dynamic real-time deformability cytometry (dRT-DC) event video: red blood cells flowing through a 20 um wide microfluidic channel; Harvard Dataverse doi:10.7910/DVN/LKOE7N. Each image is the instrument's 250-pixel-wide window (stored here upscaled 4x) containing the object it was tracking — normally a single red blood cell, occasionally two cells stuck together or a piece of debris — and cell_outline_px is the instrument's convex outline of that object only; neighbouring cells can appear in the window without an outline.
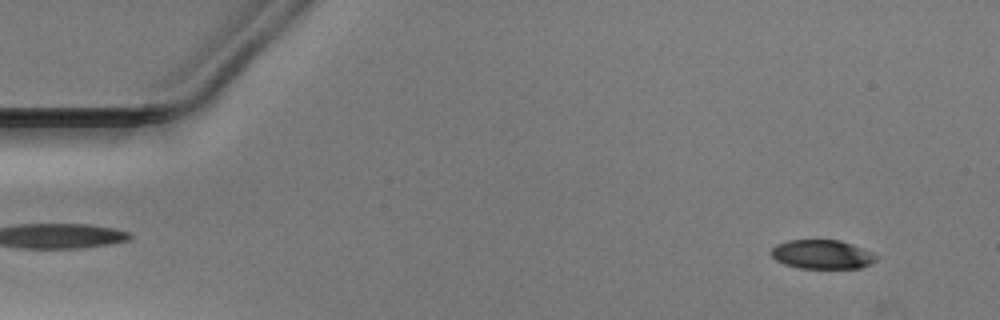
{"species": "Egyptian fruit bat (a non-hibernating species)", "species_latin": "Rousettus aegyptiacus", "temperature_condition": "warm", "stored_images_in_passage": 51, "camera_frame_rate_fps": 3000, "um_per_image_px": 0.085, "animal": {"sex": "male"}, "frame": {"image": 1, "passage_image": 4, "time_ms": 1.0, "image_size_px": [1000, 320], "cell_outline_px": [[876, 260], [860, 268], [800, 268], [784, 264], [776, 260], [772, 256], [772, 248], [776, 244], [788, 240], [840, 240], [852, 244], [876, 256]], "centroid_in_image_um": [69.82, 21.62], "position_along_channel_um": 15.2, "area_um2": 17.46}}
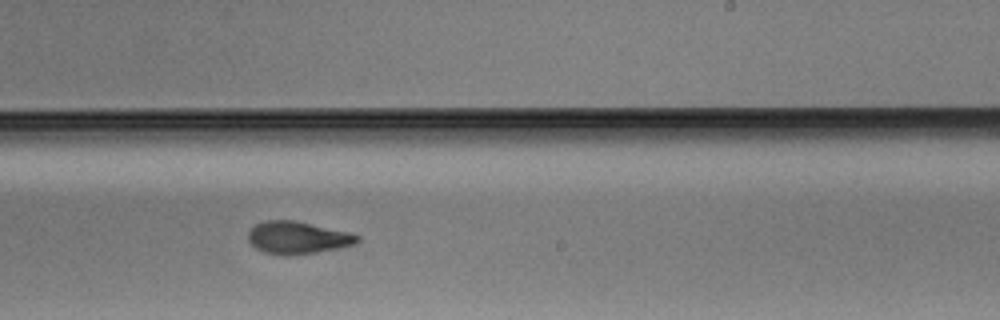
{"frame": {"image": 2, "passage_image": 31, "time_ms": 10.0, "image_size_px": [1000, 320], "cell_outline_px": [[360, 240], [356, 244], [316, 252], [264, 252], [256, 248], [248, 240], [248, 232], [256, 224], [264, 220], [292, 220], [352, 232], [360, 236]], "centroid_in_image_um": [25.34, 20.15], "position_along_channel_um": 263.7, "area_um2": 19.88}}
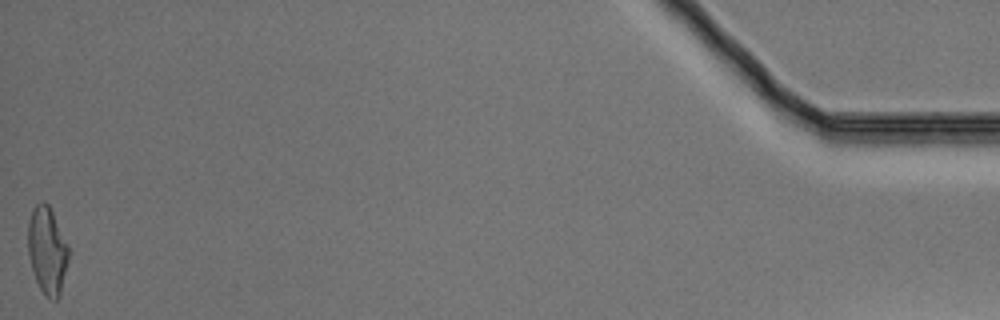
{"frame": {"image": 3, "passage_image": 51, "time_ms": 16.667, "image_size_px": [1000, 320], "cell_outline_px": [[68, 260], [60, 296], [56, 300], [52, 300], [40, 288], [36, 280], [28, 256], [28, 224], [32, 208], [40, 200], [44, 200], [48, 204], [68, 244]], "centroid_in_image_um": [4.01, 21.25], "position_along_channel_um": 431.2, "area_um2": 20.52}}